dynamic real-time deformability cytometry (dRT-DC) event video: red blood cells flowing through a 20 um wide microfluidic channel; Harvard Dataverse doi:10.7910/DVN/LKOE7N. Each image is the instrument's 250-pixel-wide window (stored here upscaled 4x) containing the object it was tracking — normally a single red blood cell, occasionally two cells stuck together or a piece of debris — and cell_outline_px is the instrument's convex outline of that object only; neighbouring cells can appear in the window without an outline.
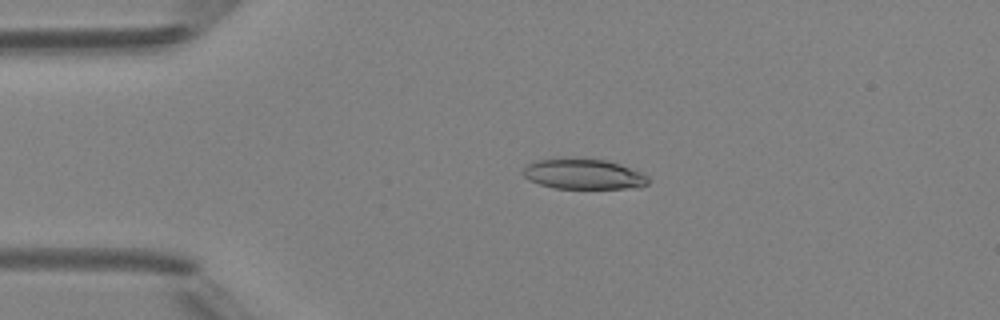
{"species": "Egyptian fruit bat (a non-hibernating species)", "species_latin": "Rousettus aegyptiacus", "temperature_condition": "room temperature", "stored_images_in_passage": 4, "camera_frame_rate_fps": 3000, "um_per_image_px": 0.085, "animal": {"sex": "female"}, "frame": {"image": 1, "passage_image": 3, "time_ms": 2.333, "image_size_px": [1000, 320], "cell_outline_px": [[648, 184], [640, 188], [552, 188], [528, 180], [524, 176], [524, 164], [536, 160], [572, 156], [604, 160], [620, 164], [644, 172], [648, 176]], "centroid_in_image_um": [49.6, 14.77], "position_along_channel_um": 35.4, "area_um2": 22.77}}